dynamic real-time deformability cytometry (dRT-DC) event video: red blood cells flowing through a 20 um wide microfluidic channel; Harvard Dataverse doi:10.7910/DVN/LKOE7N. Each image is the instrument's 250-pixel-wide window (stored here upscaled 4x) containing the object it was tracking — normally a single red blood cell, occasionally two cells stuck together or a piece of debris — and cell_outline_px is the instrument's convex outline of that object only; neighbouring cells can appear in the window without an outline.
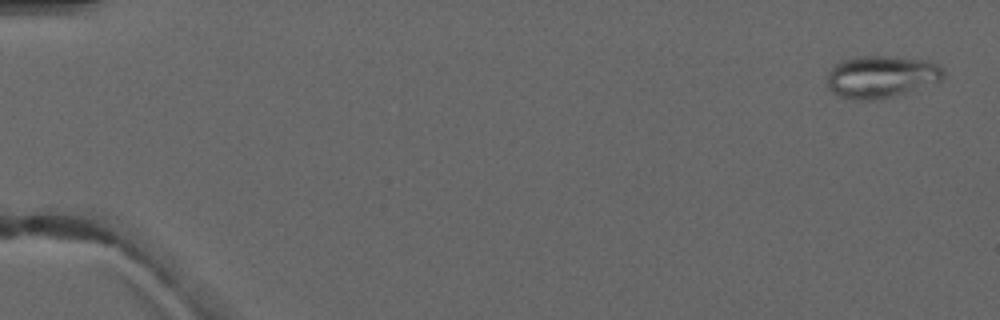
{"species": "common noctule bat (a hibernating species)", "species_latin": "Nyctalus noctula", "temperature_condition": "warm", "stored_images_in_passage": 8, "camera_frame_rate_fps": 3000, "um_per_image_px": 0.085, "animal": {"sex": "male", "forearm_length_mm": 52.5}, "frame": {"image": 1, "passage_image": 1, "time_ms": 0.0, "image_size_px": [1000, 320], "cell_outline_px": [[944, 80], [892, 96], [872, 100], [856, 100], [840, 96], [832, 92], [828, 88], [828, 72], [836, 64], [844, 60], [860, 56], [884, 56], [928, 60], [940, 64], [944, 72]], "centroid_in_image_um": [74.93, 6.51], "position_along_channel_um": 10.1, "area_um2": 28.44}}
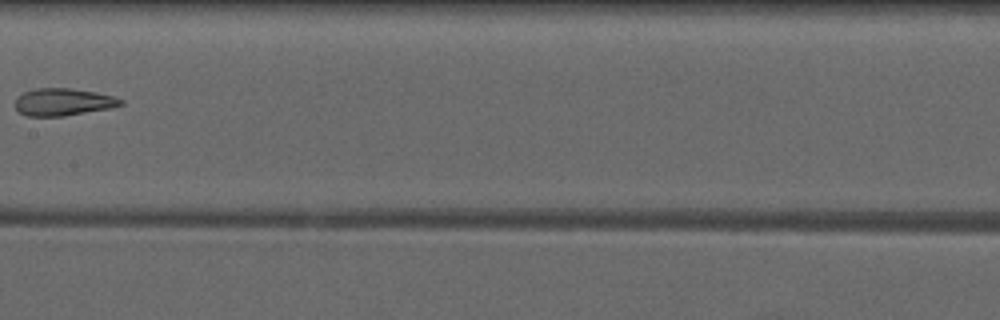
{"frame": {"image": 2, "passage_image": 8, "time_ms": 8.333, "image_size_px": [1000, 320], "cell_outline_px": [[124, 104], [112, 108], [60, 116], [28, 116], [20, 112], [16, 108], [16, 96], [24, 92], [36, 88], [72, 88], [96, 92], [112, 96], [124, 100]], "centroid_in_image_um": [5.38, 8.66], "position_along_channel_um": 202.0, "area_um2": 16.76}}